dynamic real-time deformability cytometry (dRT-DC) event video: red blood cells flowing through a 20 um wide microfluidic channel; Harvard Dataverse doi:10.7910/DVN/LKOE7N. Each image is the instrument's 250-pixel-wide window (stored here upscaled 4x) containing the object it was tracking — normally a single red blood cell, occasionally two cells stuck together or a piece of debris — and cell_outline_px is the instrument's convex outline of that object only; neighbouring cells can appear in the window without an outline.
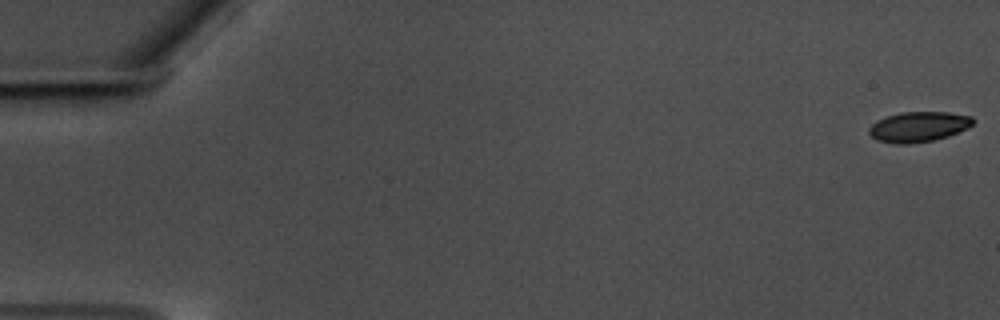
{"species": "common noctule bat (a hibernating species)", "species_latin": "Nyctalus noctula", "temperature_condition": "warm", "stored_images_in_passage": 59, "camera_frame_rate_fps": 3000, "um_per_image_px": 0.085, "animal": {"sex": "male", "body_mass_g": 17.5, "forearm_length_mm": 52.3}, "frame": {"image": 1, "passage_image": 1, "time_ms": 0.0, "image_size_px": [1000, 320], "cell_outline_px": [[972, 124], [968, 128], [948, 136], [936, 140], [912, 144], [892, 144], [876, 140], [868, 132], [868, 128], [876, 120], [900, 112], [948, 112], [972, 116]], "centroid_in_image_um": [78.05, 10.79], "position_along_channel_um": 7.0, "area_um2": 18.5}}
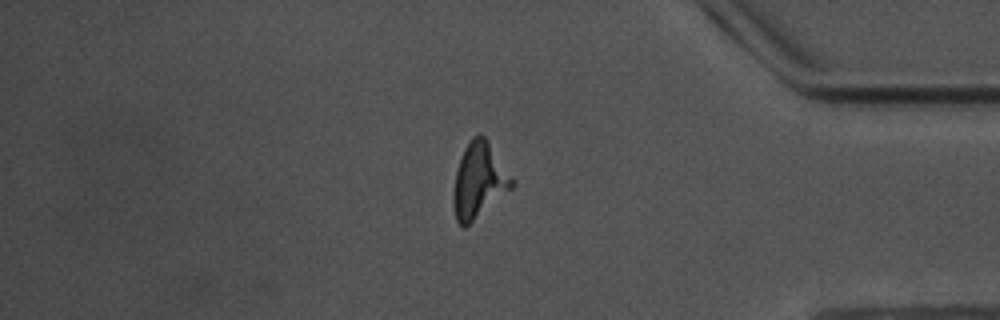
{"frame": {"image": 2, "passage_image": 50, "time_ms": 16.333, "image_size_px": [1000, 320], "cell_outline_px": [[516, 184], [512, 188], [464, 228], [456, 220], [452, 204], [452, 196], [456, 172], [464, 148], [472, 136], [480, 132], [484, 136], [516, 180]], "centroid_in_image_um": [40.72, 15.33], "position_along_channel_um": 394.5, "area_um2": 25.66}}
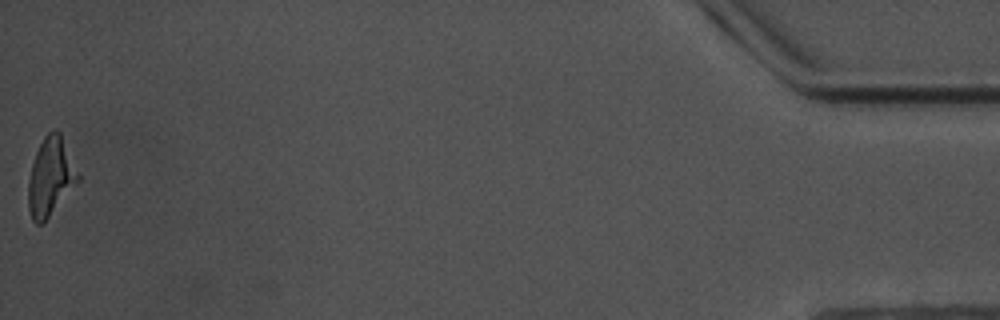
{"frame": {"image": 3, "passage_image": 59, "time_ms": 19.333, "image_size_px": [1000, 320], "cell_outline_px": [[80, 180], [48, 216], [40, 224], [36, 224], [32, 220], [28, 208], [28, 180], [32, 164], [36, 152], [44, 136], [52, 128], [56, 128], [60, 132], [80, 176]], "centroid_in_image_um": [4.29, 14.99], "position_along_channel_um": 430.9, "area_um2": 22.37}}